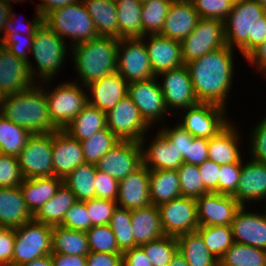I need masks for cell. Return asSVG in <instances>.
<instances>
[{"label": "cell", "instance_id": "1", "mask_svg": "<svg viewBox=\"0 0 266 266\" xmlns=\"http://www.w3.org/2000/svg\"><path fill=\"white\" fill-rule=\"evenodd\" d=\"M233 50L226 45L186 64L199 103L227 109V96L235 74Z\"/></svg>", "mask_w": 266, "mask_h": 266}, {"label": "cell", "instance_id": "2", "mask_svg": "<svg viewBox=\"0 0 266 266\" xmlns=\"http://www.w3.org/2000/svg\"><path fill=\"white\" fill-rule=\"evenodd\" d=\"M225 43L243 58L266 39V13L258 0L233 4L224 20Z\"/></svg>", "mask_w": 266, "mask_h": 266}, {"label": "cell", "instance_id": "3", "mask_svg": "<svg viewBox=\"0 0 266 266\" xmlns=\"http://www.w3.org/2000/svg\"><path fill=\"white\" fill-rule=\"evenodd\" d=\"M39 83L29 89L0 97V114L31 134L53 133L45 91Z\"/></svg>", "mask_w": 266, "mask_h": 266}, {"label": "cell", "instance_id": "4", "mask_svg": "<svg viewBox=\"0 0 266 266\" xmlns=\"http://www.w3.org/2000/svg\"><path fill=\"white\" fill-rule=\"evenodd\" d=\"M119 39L99 36L72 46L75 71L82 86L114 73L117 69Z\"/></svg>", "mask_w": 266, "mask_h": 266}, {"label": "cell", "instance_id": "5", "mask_svg": "<svg viewBox=\"0 0 266 266\" xmlns=\"http://www.w3.org/2000/svg\"><path fill=\"white\" fill-rule=\"evenodd\" d=\"M66 42L67 39L58 36L45 22L36 30L30 54H33L37 66H29L35 83L53 81L64 67L65 60L69 56L66 49L69 45Z\"/></svg>", "mask_w": 266, "mask_h": 266}, {"label": "cell", "instance_id": "6", "mask_svg": "<svg viewBox=\"0 0 266 266\" xmlns=\"http://www.w3.org/2000/svg\"><path fill=\"white\" fill-rule=\"evenodd\" d=\"M44 22L62 39H72L69 47L99 37L83 0L55 9Z\"/></svg>", "mask_w": 266, "mask_h": 266}, {"label": "cell", "instance_id": "7", "mask_svg": "<svg viewBox=\"0 0 266 266\" xmlns=\"http://www.w3.org/2000/svg\"><path fill=\"white\" fill-rule=\"evenodd\" d=\"M76 81H64L51 89L52 92L48 90L52 81L42 82L48 88L41 84L48 103L49 117L58 130H63L88 103V93L84 91L86 86L79 85Z\"/></svg>", "mask_w": 266, "mask_h": 266}, {"label": "cell", "instance_id": "8", "mask_svg": "<svg viewBox=\"0 0 266 266\" xmlns=\"http://www.w3.org/2000/svg\"><path fill=\"white\" fill-rule=\"evenodd\" d=\"M53 226L34 219L15 228L12 265L21 266L34 259L50 255Z\"/></svg>", "mask_w": 266, "mask_h": 266}, {"label": "cell", "instance_id": "9", "mask_svg": "<svg viewBox=\"0 0 266 266\" xmlns=\"http://www.w3.org/2000/svg\"><path fill=\"white\" fill-rule=\"evenodd\" d=\"M180 43L185 65L208 52L224 47V21L200 17L195 29Z\"/></svg>", "mask_w": 266, "mask_h": 266}, {"label": "cell", "instance_id": "10", "mask_svg": "<svg viewBox=\"0 0 266 266\" xmlns=\"http://www.w3.org/2000/svg\"><path fill=\"white\" fill-rule=\"evenodd\" d=\"M17 159L24 179L53 176L52 133L32 134Z\"/></svg>", "mask_w": 266, "mask_h": 266}, {"label": "cell", "instance_id": "11", "mask_svg": "<svg viewBox=\"0 0 266 266\" xmlns=\"http://www.w3.org/2000/svg\"><path fill=\"white\" fill-rule=\"evenodd\" d=\"M116 71L127 83L155 78L141 38L119 39Z\"/></svg>", "mask_w": 266, "mask_h": 266}, {"label": "cell", "instance_id": "12", "mask_svg": "<svg viewBox=\"0 0 266 266\" xmlns=\"http://www.w3.org/2000/svg\"><path fill=\"white\" fill-rule=\"evenodd\" d=\"M183 111H186V114L180 115L182 119L178 124L193 137L210 139L231 122L225 116V108L210 103H198Z\"/></svg>", "mask_w": 266, "mask_h": 266}, {"label": "cell", "instance_id": "13", "mask_svg": "<svg viewBox=\"0 0 266 266\" xmlns=\"http://www.w3.org/2000/svg\"><path fill=\"white\" fill-rule=\"evenodd\" d=\"M164 234L178 237L198 229L196 200L180 196L158 206Z\"/></svg>", "mask_w": 266, "mask_h": 266}, {"label": "cell", "instance_id": "14", "mask_svg": "<svg viewBox=\"0 0 266 266\" xmlns=\"http://www.w3.org/2000/svg\"><path fill=\"white\" fill-rule=\"evenodd\" d=\"M107 127L119 140L137 142H140L151 129L128 96L107 113Z\"/></svg>", "mask_w": 266, "mask_h": 266}, {"label": "cell", "instance_id": "15", "mask_svg": "<svg viewBox=\"0 0 266 266\" xmlns=\"http://www.w3.org/2000/svg\"><path fill=\"white\" fill-rule=\"evenodd\" d=\"M157 77L128 83V97L138 107L141 117L152 128L160 122L167 110Z\"/></svg>", "mask_w": 266, "mask_h": 266}, {"label": "cell", "instance_id": "16", "mask_svg": "<svg viewBox=\"0 0 266 266\" xmlns=\"http://www.w3.org/2000/svg\"><path fill=\"white\" fill-rule=\"evenodd\" d=\"M143 165L140 142L120 140L96 164V169L107 173L118 182Z\"/></svg>", "mask_w": 266, "mask_h": 266}, {"label": "cell", "instance_id": "17", "mask_svg": "<svg viewBox=\"0 0 266 266\" xmlns=\"http://www.w3.org/2000/svg\"><path fill=\"white\" fill-rule=\"evenodd\" d=\"M162 76L160 87L164 96L167 110H183L198 104L194 94L192 80L189 69L183 65L176 69H171L159 73L156 77Z\"/></svg>", "mask_w": 266, "mask_h": 266}, {"label": "cell", "instance_id": "18", "mask_svg": "<svg viewBox=\"0 0 266 266\" xmlns=\"http://www.w3.org/2000/svg\"><path fill=\"white\" fill-rule=\"evenodd\" d=\"M200 226L231 225L241 205L232 195L208 193L196 198Z\"/></svg>", "mask_w": 266, "mask_h": 266}, {"label": "cell", "instance_id": "19", "mask_svg": "<svg viewBox=\"0 0 266 266\" xmlns=\"http://www.w3.org/2000/svg\"><path fill=\"white\" fill-rule=\"evenodd\" d=\"M34 84L28 62L0 44V97L24 91Z\"/></svg>", "mask_w": 266, "mask_h": 266}, {"label": "cell", "instance_id": "20", "mask_svg": "<svg viewBox=\"0 0 266 266\" xmlns=\"http://www.w3.org/2000/svg\"><path fill=\"white\" fill-rule=\"evenodd\" d=\"M246 208L241 206L231 222L234 242L266 250V214Z\"/></svg>", "mask_w": 266, "mask_h": 266}, {"label": "cell", "instance_id": "21", "mask_svg": "<svg viewBox=\"0 0 266 266\" xmlns=\"http://www.w3.org/2000/svg\"><path fill=\"white\" fill-rule=\"evenodd\" d=\"M84 162L80 141L72 138L64 130L52 133L53 176L64 179Z\"/></svg>", "mask_w": 266, "mask_h": 266}, {"label": "cell", "instance_id": "22", "mask_svg": "<svg viewBox=\"0 0 266 266\" xmlns=\"http://www.w3.org/2000/svg\"><path fill=\"white\" fill-rule=\"evenodd\" d=\"M158 131L149 146L145 143V136L140 140L143 165L149 170H177L184 163L183 157L175 145Z\"/></svg>", "mask_w": 266, "mask_h": 266}, {"label": "cell", "instance_id": "23", "mask_svg": "<svg viewBox=\"0 0 266 266\" xmlns=\"http://www.w3.org/2000/svg\"><path fill=\"white\" fill-rule=\"evenodd\" d=\"M141 39L144 40L155 76L161 72L185 65L182 58L181 43L179 41L163 37L159 34L145 35Z\"/></svg>", "mask_w": 266, "mask_h": 266}, {"label": "cell", "instance_id": "24", "mask_svg": "<svg viewBox=\"0 0 266 266\" xmlns=\"http://www.w3.org/2000/svg\"><path fill=\"white\" fill-rule=\"evenodd\" d=\"M117 206L134 210L151 205L150 170L142 165L119 181Z\"/></svg>", "mask_w": 266, "mask_h": 266}, {"label": "cell", "instance_id": "25", "mask_svg": "<svg viewBox=\"0 0 266 266\" xmlns=\"http://www.w3.org/2000/svg\"><path fill=\"white\" fill-rule=\"evenodd\" d=\"M86 89L88 104L106 114L128 95V83L117 71L91 82Z\"/></svg>", "mask_w": 266, "mask_h": 266}, {"label": "cell", "instance_id": "26", "mask_svg": "<svg viewBox=\"0 0 266 266\" xmlns=\"http://www.w3.org/2000/svg\"><path fill=\"white\" fill-rule=\"evenodd\" d=\"M250 159L245 163L242 161L239 184L232 195L241 206L266 200V164Z\"/></svg>", "mask_w": 266, "mask_h": 266}, {"label": "cell", "instance_id": "27", "mask_svg": "<svg viewBox=\"0 0 266 266\" xmlns=\"http://www.w3.org/2000/svg\"><path fill=\"white\" fill-rule=\"evenodd\" d=\"M199 18L190 0H173L159 35L181 42L195 29Z\"/></svg>", "mask_w": 266, "mask_h": 266}, {"label": "cell", "instance_id": "28", "mask_svg": "<svg viewBox=\"0 0 266 266\" xmlns=\"http://www.w3.org/2000/svg\"><path fill=\"white\" fill-rule=\"evenodd\" d=\"M240 134L234 123H229L217 135L209 139L208 159L218 165L242 163Z\"/></svg>", "mask_w": 266, "mask_h": 266}, {"label": "cell", "instance_id": "29", "mask_svg": "<svg viewBox=\"0 0 266 266\" xmlns=\"http://www.w3.org/2000/svg\"><path fill=\"white\" fill-rule=\"evenodd\" d=\"M33 219L20 187L0 188V225L17 228Z\"/></svg>", "mask_w": 266, "mask_h": 266}, {"label": "cell", "instance_id": "30", "mask_svg": "<svg viewBox=\"0 0 266 266\" xmlns=\"http://www.w3.org/2000/svg\"><path fill=\"white\" fill-rule=\"evenodd\" d=\"M131 229L137 246L163 237L159 208L153 204L131 210Z\"/></svg>", "mask_w": 266, "mask_h": 266}, {"label": "cell", "instance_id": "31", "mask_svg": "<svg viewBox=\"0 0 266 266\" xmlns=\"http://www.w3.org/2000/svg\"><path fill=\"white\" fill-rule=\"evenodd\" d=\"M63 179L56 176L23 179L20 187L25 203L34 215L43 204L51 199Z\"/></svg>", "mask_w": 266, "mask_h": 266}, {"label": "cell", "instance_id": "32", "mask_svg": "<svg viewBox=\"0 0 266 266\" xmlns=\"http://www.w3.org/2000/svg\"><path fill=\"white\" fill-rule=\"evenodd\" d=\"M76 202L75 195L62 183L55 195L33 215V219L46 225L59 226L67 210Z\"/></svg>", "mask_w": 266, "mask_h": 266}, {"label": "cell", "instance_id": "33", "mask_svg": "<svg viewBox=\"0 0 266 266\" xmlns=\"http://www.w3.org/2000/svg\"><path fill=\"white\" fill-rule=\"evenodd\" d=\"M105 128H107V114L87 103L63 130L72 138L82 141Z\"/></svg>", "mask_w": 266, "mask_h": 266}, {"label": "cell", "instance_id": "34", "mask_svg": "<svg viewBox=\"0 0 266 266\" xmlns=\"http://www.w3.org/2000/svg\"><path fill=\"white\" fill-rule=\"evenodd\" d=\"M99 36L118 39V18L115 0H83Z\"/></svg>", "mask_w": 266, "mask_h": 266}, {"label": "cell", "instance_id": "35", "mask_svg": "<svg viewBox=\"0 0 266 266\" xmlns=\"http://www.w3.org/2000/svg\"><path fill=\"white\" fill-rule=\"evenodd\" d=\"M180 179L177 170H150V201L155 206L180 197Z\"/></svg>", "mask_w": 266, "mask_h": 266}, {"label": "cell", "instance_id": "36", "mask_svg": "<svg viewBox=\"0 0 266 266\" xmlns=\"http://www.w3.org/2000/svg\"><path fill=\"white\" fill-rule=\"evenodd\" d=\"M118 18V39L142 38V2L115 0Z\"/></svg>", "mask_w": 266, "mask_h": 266}, {"label": "cell", "instance_id": "37", "mask_svg": "<svg viewBox=\"0 0 266 266\" xmlns=\"http://www.w3.org/2000/svg\"><path fill=\"white\" fill-rule=\"evenodd\" d=\"M178 250L183 254L189 266H219L216 258L205 245L197 231L177 237Z\"/></svg>", "mask_w": 266, "mask_h": 266}, {"label": "cell", "instance_id": "38", "mask_svg": "<svg viewBox=\"0 0 266 266\" xmlns=\"http://www.w3.org/2000/svg\"><path fill=\"white\" fill-rule=\"evenodd\" d=\"M52 253L86 256L90 250L86 232L53 226Z\"/></svg>", "mask_w": 266, "mask_h": 266}, {"label": "cell", "instance_id": "39", "mask_svg": "<svg viewBox=\"0 0 266 266\" xmlns=\"http://www.w3.org/2000/svg\"><path fill=\"white\" fill-rule=\"evenodd\" d=\"M96 170L94 164L84 162L63 179V183L72 191L77 201L95 198Z\"/></svg>", "mask_w": 266, "mask_h": 266}, {"label": "cell", "instance_id": "40", "mask_svg": "<svg viewBox=\"0 0 266 266\" xmlns=\"http://www.w3.org/2000/svg\"><path fill=\"white\" fill-rule=\"evenodd\" d=\"M32 134L0 114V152L17 157Z\"/></svg>", "mask_w": 266, "mask_h": 266}, {"label": "cell", "instance_id": "41", "mask_svg": "<svg viewBox=\"0 0 266 266\" xmlns=\"http://www.w3.org/2000/svg\"><path fill=\"white\" fill-rule=\"evenodd\" d=\"M219 266H266V250L234 242L219 259Z\"/></svg>", "mask_w": 266, "mask_h": 266}, {"label": "cell", "instance_id": "42", "mask_svg": "<svg viewBox=\"0 0 266 266\" xmlns=\"http://www.w3.org/2000/svg\"><path fill=\"white\" fill-rule=\"evenodd\" d=\"M119 141L108 127L95 132L88 139L80 141L85 162L95 165Z\"/></svg>", "mask_w": 266, "mask_h": 266}, {"label": "cell", "instance_id": "43", "mask_svg": "<svg viewBox=\"0 0 266 266\" xmlns=\"http://www.w3.org/2000/svg\"><path fill=\"white\" fill-rule=\"evenodd\" d=\"M173 0H147L142 3L143 36L160 34Z\"/></svg>", "mask_w": 266, "mask_h": 266}, {"label": "cell", "instance_id": "44", "mask_svg": "<svg viewBox=\"0 0 266 266\" xmlns=\"http://www.w3.org/2000/svg\"><path fill=\"white\" fill-rule=\"evenodd\" d=\"M202 237L209 251L218 259L233 245L231 226H199L196 230Z\"/></svg>", "mask_w": 266, "mask_h": 266}, {"label": "cell", "instance_id": "45", "mask_svg": "<svg viewBox=\"0 0 266 266\" xmlns=\"http://www.w3.org/2000/svg\"><path fill=\"white\" fill-rule=\"evenodd\" d=\"M131 225V210L117 206L113 211L109 226L122 253L136 247Z\"/></svg>", "mask_w": 266, "mask_h": 266}, {"label": "cell", "instance_id": "46", "mask_svg": "<svg viewBox=\"0 0 266 266\" xmlns=\"http://www.w3.org/2000/svg\"><path fill=\"white\" fill-rule=\"evenodd\" d=\"M153 266H168L173 255L178 250L177 237L164 235L140 246Z\"/></svg>", "mask_w": 266, "mask_h": 266}, {"label": "cell", "instance_id": "47", "mask_svg": "<svg viewBox=\"0 0 266 266\" xmlns=\"http://www.w3.org/2000/svg\"><path fill=\"white\" fill-rule=\"evenodd\" d=\"M180 179L181 195L191 198H199L210 193L205 187L198 166L183 163L177 169Z\"/></svg>", "mask_w": 266, "mask_h": 266}, {"label": "cell", "instance_id": "48", "mask_svg": "<svg viewBox=\"0 0 266 266\" xmlns=\"http://www.w3.org/2000/svg\"><path fill=\"white\" fill-rule=\"evenodd\" d=\"M86 234L91 252L123 254L109 224L92 226Z\"/></svg>", "mask_w": 266, "mask_h": 266}, {"label": "cell", "instance_id": "49", "mask_svg": "<svg viewBox=\"0 0 266 266\" xmlns=\"http://www.w3.org/2000/svg\"><path fill=\"white\" fill-rule=\"evenodd\" d=\"M201 18L225 20L231 12V0H190Z\"/></svg>", "mask_w": 266, "mask_h": 266}, {"label": "cell", "instance_id": "50", "mask_svg": "<svg viewBox=\"0 0 266 266\" xmlns=\"http://www.w3.org/2000/svg\"><path fill=\"white\" fill-rule=\"evenodd\" d=\"M67 229L87 232L91 228V220L86 210V201H77L66 212L59 225Z\"/></svg>", "mask_w": 266, "mask_h": 266}, {"label": "cell", "instance_id": "51", "mask_svg": "<svg viewBox=\"0 0 266 266\" xmlns=\"http://www.w3.org/2000/svg\"><path fill=\"white\" fill-rule=\"evenodd\" d=\"M23 179L17 157L0 154V188L20 186Z\"/></svg>", "mask_w": 266, "mask_h": 266}, {"label": "cell", "instance_id": "52", "mask_svg": "<svg viewBox=\"0 0 266 266\" xmlns=\"http://www.w3.org/2000/svg\"><path fill=\"white\" fill-rule=\"evenodd\" d=\"M116 201L92 198L86 201V210L91 220V227L109 224Z\"/></svg>", "mask_w": 266, "mask_h": 266}, {"label": "cell", "instance_id": "53", "mask_svg": "<svg viewBox=\"0 0 266 266\" xmlns=\"http://www.w3.org/2000/svg\"><path fill=\"white\" fill-rule=\"evenodd\" d=\"M22 36L21 34H2V38L0 37V44L19 59L28 62L29 66H32L33 64L29 61L30 58H28V54L31 52L34 36H25V38H22Z\"/></svg>", "mask_w": 266, "mask_h": 266}, {"label": "cell", "instance_id": "54", "mask_svg": "<svg viewBox=\"0 0 266 266\" xmlns=\"http://www.w3.org/2000/svg\"><path fill=\"white\" fill-rule=\"evenodd\" d=\"M242 163L221 165L219 174V193L233 195L238 187Z\"/></svg>", "mask_w": 266, "mask_h": 266}, {"label": "cell", "instance_id": "55", "mask_svg": "<svg viewBox=\"0 0 266 266\" xmlns=\"http://www.w3.org/2000/svg\"><path fill=\"white\" fill-rule=\"evenodd\" d=\"M266 116V115H265ZM250 137L249 157L266 164V117L253 128Z\"/></svg>", "mask_w": 266, "mask_h": 266}, {"label": "cell", "instance_id": "56", "mask_svg": "<svg viewBox=\"0 0 266 266\" xmlns=\"http://www.w3.org/2000/svg\"><path fill=\"white\" fill-rule=\"evenodd\" d=\"M95 198L117 201L119 182L107 173L96 170Z\"/></svg>", "mask_w": 266, "mask_h": 266}, {"label": "cell", "instance_id": "57", "mask_svg": "<svg viewBox=\"0 0 266 266\" xmlns=\"http://www.w3.org/2000/svg\"><path fill=\"white\" fill-rule=\"evenodd\" d=\"M35 14H36L34 17L35 19L33 18V20H31V22H28V24L24 26V24H22V23L19 24V22L16 21V18H17L15 16L16 13L14 14L13 9H12L10 17L7 20V22L4 24V27H3L4 35H12V34L24 35V33H25L26 36H34L36 30L44 22V18L36 10H35ZM25 30H26V32H25Z\"/></svg>", "mask_w": 266, "mask_h": 266}, {"label": "cell", "instance_id": "58", "mask_svg": "<svg viewBox=\"0 0 266 266\" xmlns=\"http://www.w3.org/2000/svg\"><path fill=\"white\" fill-rule=\"evenodd\" d=\"M173 127L166 126L161 128L160 131L175 145L183 157L184 163H187L188 142H192L193 136L178 123Z\"/></svg>", "mask_w": 266, "mask_h": 266}, {"label": "cell", "instance_id": "59", "mask_svg": "<svg viewBox=\"0 0 266 266\" xmlns=\"http://www.w3.org/2000/svg\"><path fill=\"white\" fill-rule=\"evenodd\" d=\"M221 166L211 160H205L198 166L199 173L202 176L204 187L210 193H219V174Z\"/></svg>", "mask_w": 266, "mask_h": 266}, {"label": "cell", "instance_id": "60", "mask_svg": "<svg viewBox=\"0 0 266 266\" xmlns=\"http://www.w3.org/2000/svg\"><path fill=\"white\" fill-rule=\"evenodd\" d=\"M209 139L193 137L192 142H188L187 164L196 166L208 160Z\"/></svg>", "mask_w": 266, "mask_h": 266}, {"label": "cell", "instance_id": "61", "mask_svg": "<svg viewBox=\"0 0 266 266\" xmlns=\"http://www.w3.org/2000/svg\"><path fill=\"white\" fill-rule=\"evenodd\" d=\"M15 229L0 225V265L12 264Z\"/></svg>", "mask_w": 266, "mask_h": 266}, {"label": "cell", "instance_id": "62", "mask_svg": "<svg viewBox=\"0 0 266 266\" xmlns=\"http://www.w3.org/2000/svg\"><path fill=\"white\" fill-rule=\"evenodd\" d=\"M86 266H123V255L90 251L86 255Z\"/></svg>", "mask_w": 266, "mask_h": 266}, {"label": "cell", "instance_id": "63", "mask_svg": "<svg viewBox=\"0 0 266 266\" xmlns=\"http://www.w3.org/2000/svg\"><path fill=\"white\" fill-rule=\"evenodd\" d=\"M122 255L123 266H153L140 246L127 250Z\"/></svg>", "mask_w": 266, "mask_h": 266}, {"label": "cell", "instance_id": "64", "mask_svg": "<svg viewBox=\"0 0 266 266\" xmlns=\"http://www.w3.org/2000/svg\"><path fill=\"white\" fill-rule=\"evenodd\" d=\"M251 65H255L257 71H261L266 77V39L253 49L245 58Z\"/></svg>", "mask_w": 266, "mask_h": 266}, {"label": "cell", "instance_id": "65", "mask_svg": "<svg viewBox=\"0 0 266 266\" xmlns=\"http://www.w3.org/2000/svg\"><path fill=\"white\" fill-rule=\"evenodd\" d=\"M53 266H86V256L51 253Z\"/></svg>", "mask_w": 266, "mask_h": 266}, {"label": "cell", "instance_id": "66", "mask_svg": "<svg viewBox=\"0 0 266 266\" xmlns=\"http://www.w3.org/2000/svg\"><path fill=\"white\" fill-rule=\"evenodd\" d=\"M77 0H41L42 3L37 4L35 10L45 18L50 12L55 9L67 6Z\"/></svg>", "mask_w": 266, "mask_h": 266}, {"label": "cell", "instance_id": "67", "mask_svg": "<svg viewBox=\"0 0 266 266\" xmlns=\"http://www.w3.org/2000/svg\"><path fill=\"white\" fill-rule=\"evenodd\" d=\"M12 6L6 4L3 0H0V35L3 33L4 24L10 17L12 12Z\"/></svg>", "mask_w": 266, "mask_h": 266}, {"label": "cell", "instance_id": "68", "mask_svg": "<svg viewBox=\"0 0 266 266\" xmlns=\"http://www.w3.org/2000/svg\"><path fill=\"white\" fill-rule=\"evenodd\" d=\"M21 266H53L51 254L34 259L22 264Z\"/></svg>", "mask_w": 266, "mask_h": 266}, {"label": "cell", "instance_id": "69", "mask_svg": "<svg viewBox=\"0 0 266 266\" xmlns=\"http://www.w3.org/2000/svg\"><path fill=\"white\" fill-rule=\"evenodd\" d=\"M168 266H189L183 254L177 250Z\"/></svg>", "mask_w": 266, "mask_h": 266}, {"label": "cell", "instance_id": "70", "mask_svg": "<svg viewBox=\"0 0 266 266\" xmlns=\"http://www.w3.org/2000/svg\"><path fill=\"white\" fill-rule=\"evenodd\" d=\"M6 4H9L10 6H12L11 4H13V2L14 3H20V2H26V1H29V0H3ZM12 2V3H11ZM11 3V4H10Z\"/></svg>", "mask_w": 266, "mask_h": 266}, {"label": "cell", "instance_id": "71", "mask_svg": "<svg viewBox=\"0 0 266 266\" xmlns=\"http://www.w3.org/2000/svg\"><path fill=\"white\" fill-rule=\"evenodd\" d=\"M259 4L263 7L265 13H266V0H258Z\"/></svg>", "mask_w": 266, "mask_h": 266}, {"label": "cell", "instance_id": "72", "mask_svg": "<svg viewBox=\"0 0 266 266\" xmlns=\"http://www.w3.org/2000/svg\"><path fill=\"white\" fill-rule=\"evenodd\" d=\"M232 1V3L234 4V3H237V2H242V1H244V0H231Z\"/></svg>", "mask_w": 266, "mask_h": 266}, {"label": "cell", "instance_id": "73", "mask_svg": "<svg viewBox=\"0 0 266 266\" xmlns=\"http://www.w3.org/2000/svg\"><path fill=\"white\" fill-rule=\"evenodd\" d=\"M0 266H17V265L9 264V265H0Z\"/></svg>", "mask_w": 266, "mask_h": 266}]
</instances>
